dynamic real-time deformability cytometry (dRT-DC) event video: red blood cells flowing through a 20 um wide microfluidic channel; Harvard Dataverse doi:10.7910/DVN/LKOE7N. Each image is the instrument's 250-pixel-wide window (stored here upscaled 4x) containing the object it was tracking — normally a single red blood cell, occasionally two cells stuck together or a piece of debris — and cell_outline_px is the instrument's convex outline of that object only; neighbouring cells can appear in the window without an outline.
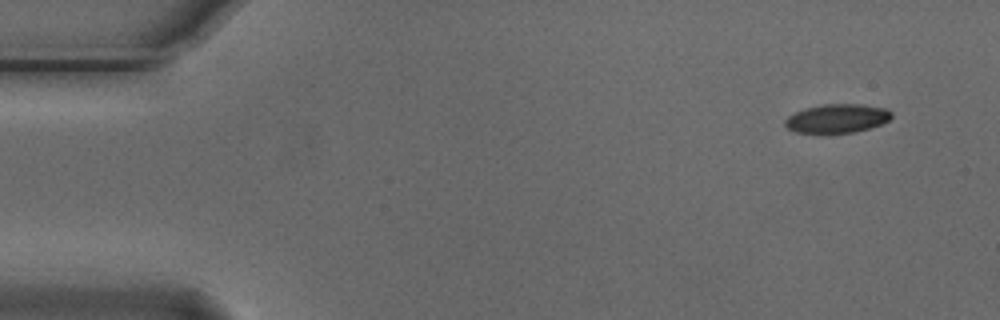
{"species": "Egyptian fruit bat (a non-hibernating species)", "species_latin": "Rousettus aegyptiacus", "temperature_condition": "cold", "stored_images_in_passage": 6, "camera_frame_rate_fps": 3000, "um_per_image_px": 0.085, "animal": {"sex": "male"}, "frame": {"image": 1, "passage_image": 1, "time_ms": 0.0, "image_size_px": [1000, 320], "cell_outline_px": [[892, 116], [888, 120], [880, 124], [868, 128], [852, 132], [796, 132], [788, 128], [784, 124], [784, 120], [788, 116], [796, 112], [808, 108], [824, 104], [860, 104], [884, 108], [892, 112]], "centroid_in_image_um": [71.15, 10.05], "position_along_channel_um": 13.8, "area_um2": 17.4}}
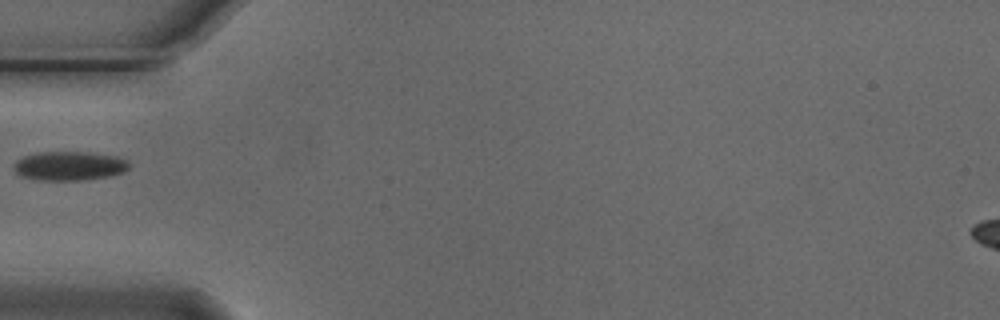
{"frame": {"image": 2, "passage_image": 5, "time_ms": 1.333, "image_size_px": [1000, 320], "cell_outline_px": [[128, 168], [124, 172], [108, 176], [80, 180], [36, 180], [20, 176], [12, 168], [12, 164], [16, 160], [24, 156], [36, 152], [88, 152], [116, 156], [128, 160]], "centroid_in_image_um": [5.84, 14.1], "position_along_channel_um": 79.2, "area_um2": 19.65}}
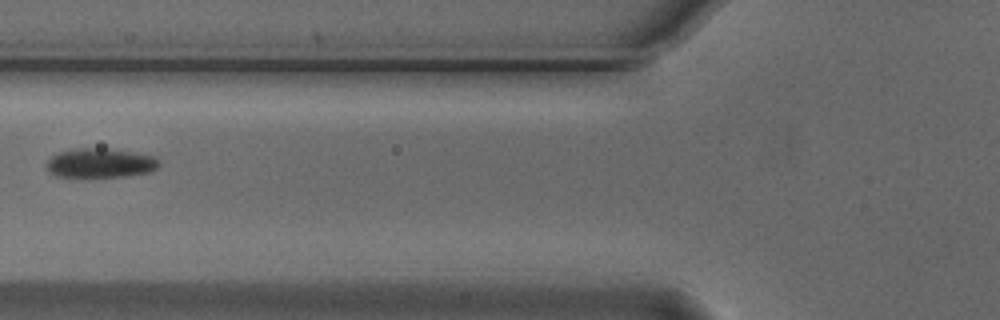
{"frame": {"image": 3, "passage_image": 6, "time_ms": 1.667, "image_size_px": [1000, 320], "cell_outline_px": [[160, 164], [152, 172], [124, 176], [88, 180], [56, 176], [48, 168], [48, 160], [52, 156], [60, 152], [72, 148], [108, 148], [156, 156]], "centroid_in_image_um": [8.54, 13.9], "position_along_channel_um": 117.3, "area_um2": 20.0}}